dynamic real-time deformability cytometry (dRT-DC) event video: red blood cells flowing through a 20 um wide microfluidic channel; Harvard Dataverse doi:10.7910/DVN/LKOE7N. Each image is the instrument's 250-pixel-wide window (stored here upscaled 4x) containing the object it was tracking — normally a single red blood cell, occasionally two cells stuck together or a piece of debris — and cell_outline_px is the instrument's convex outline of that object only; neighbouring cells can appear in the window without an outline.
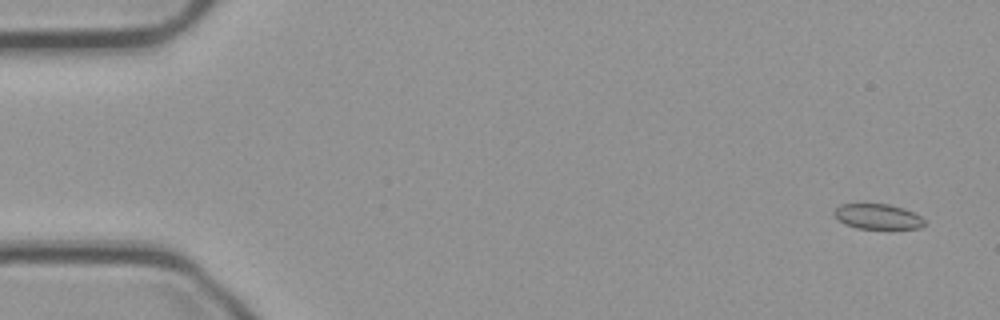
{"species": "common noctule bat (a hibernating species)", "species_latin": "Nyctalus noctula", "temperature_condition": "cold", "stored_images_in_passage": 56, "camera_frame_rate_fps": 3000, "um_per_image_px": 0.085, "animal": {"sex": "male", "body_mass_g": 23.1, "forearm_length_mm": 52.7}, "frame": {"image": 1, "passage_image": 3, "time_ms": 0.667, "image_size_px": [1000, 320], "cell_outline_px": [[924, 224], [920, 228], [856, 228], [844, 224], [836, 216], [836, 208], [840, 204], [888, 204], [912, 212], [920, 216], [924, 220]], "centroid_in_image_um": [74.6, 18.41], "position_along_channel_um": 10.4, "area_um2": 12.83}}
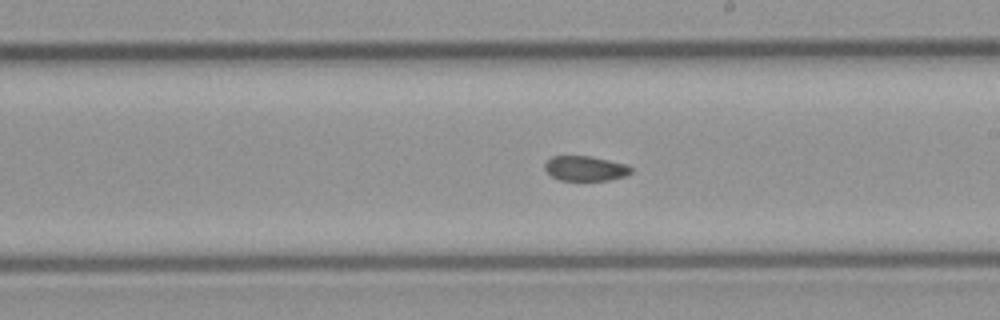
{"frame": {"image": 2, "passage_image": 32, "time_ms": 10.333, "image_size_px": [1000, 320], "cell_outline_px": [[632, 172], [624, 176], [608, 180], [560, 180], [552, 176], [544, 168], [544, 164], [552, 156], [588, 156], [628, 164], [632, 168]], "centroid_in_image_um": [49.76, 14.31], "position_along_channel_um": 239.2, "area_um2": 12.43}}
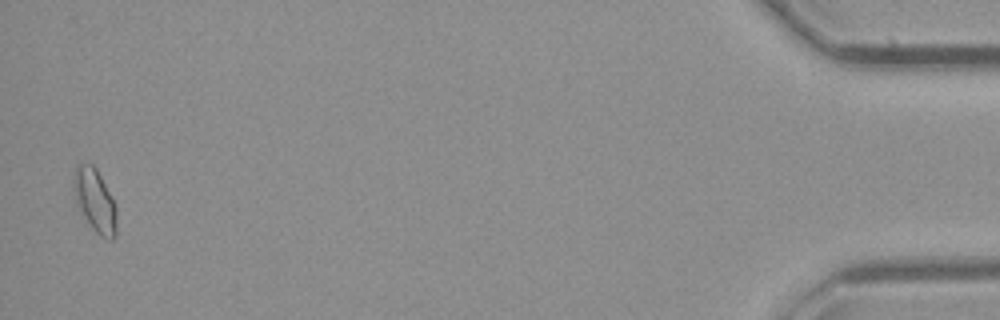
{"frame": {"image": 3, "passage_image": 55, "time_ms": 18.0, "image_size_px": [1000, 320], "cell_outline_px": [[116, 236], [112, 240], [108, 240], [100, 236], [92, 228], [76, 204], [72, 180], [76, 164], [88, 160], [96, 168], [116, 208]], "centroid_in_image_um": [8.03, 17.01], "position_along_channel_um": 427.2, "area_um2": 15.84}, "authors_computed_cell_mechanics": {"area_um2": 13.5541, "velocity_mm_per_s": 3.7121, "shape_relaxation_time_tau1_ms": null, "shape_relaxation_time_tau2_ms": 4.5894, "deformation_change_tau1": null, "deformation_change_tau2": 0.0743}}